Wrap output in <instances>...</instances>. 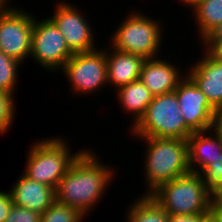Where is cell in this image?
<instances>
[{
	"instance_id": "cell-1",
	"label": "cell",
	"mask_w": 222,
	"mask_h": 222,
	"mask_svg": "<svg viewBox=\"0 0 222 222\" xmlns=\"http://www.w3.org/2000/svg\"><path fill=\"white\" fill-rule=\"evenodd\" d=\"M113 168L106 166L91 150H84L55 189V200L77 208L85 216L112 182ZM96 203V204H95Z\"/></svg>"
},
{
	"instance_id": "cell-2",
	"label": "cell",
	"mask_w": 222,
	"mask_h": 222,
	"mask_svg": "<svg viewBox=\"0 0 222 222\" xmlns=\"http://www.w3.org/2000/svg\"><path fill=\"white\" fill-rule=\"evenodd\" d=\"M146 143L145 181L149 196L160 185L190 172L188 141L178 138L138 137Z\"/></svg>"
},
{
	"instance_id": "cell-3",
	"label": "cell",
	"mask_w": 222,
	"mask_h": 222,
	"mask_svg": "<svg viewBox=\"0 0 222 222\" xmlns=\"http://www.w3.org/2000/svg\"><path fill=\"white\" fill-rule=\"evenodd\" d=\"M149 196L168 215H208L213 194L198 173L189 172L160 185Z\"/></svg>"
},
{
	"instance_id": "cell-4",
	"label": "cell",
	"mask_w": 222,
	"mask_h": 222,
	"mask_svg": "<svg viewBox=\"0 0 222 222\" xmlns=\"http://www.w3.org/2000/svg\"><path fill=\"white\" fill-rule=\"evenodd\" d=\"M61 138H46L31 145L23 174L39 183L57 188L73 162L84 151L71 154L69 146Z\"/></svg>"
},
{
	"instance_id": "cell-5",
	"label": "cell",
	"mask_w": 222,
	"mask_h": 222,
	"mask_svg": "<svg viewBox=\"0 0 222 222\" xmlns=\"http://www.w3.org/2000/svg\"><path fill=\"white\" fill-rule=\"evenodd\" d=\"M131 128L132 134L137 137L187 140L193 133L180 112L175 91L153 96L144 115Z\"/></svg>"
},
{
	"instance_id": "cell-6",
	"label": "cell",
	"mask_w": 222,
	"mask_h": 222,
	"mask_svg": "<svg viewBox=\"0 0 222 222\" xmlns=\"http://www.w3.org/2000/svg\"><path fill=\"white\" fill-rule=\"evenodd\" d=\"M132 13L111 35V42H109L112 44L111 47L118 51L139 55L145 59L156 58L162 42L161 37H163L160 22L141 12Z\"/></svg>"
},
{
	"instance_id": "cell-7",
	"label": "cell",
	"mask_w": 222,
	"mask_h": 222,
	"mask_svg": "<svg viewBox=\"0 0 222 222\" xmlns=\"http://www.w3.org/2000/svg\"><path fill=\"white\" fill-rule=\"evenodd\" d=\"M77 94L86 95L108 85L106 51L95 49L74 53L62 69ZM99 89V90H98Z\"/></svg>"
},
{
	"instance_id": "cell-8",
	"label": "cell",
	"mask_w": 222,
	"mask_h": 222,
	"mask_svg": "<svg viewBox=\"0 0 222 222\" xmlns=\"http://www.w3.org/2000/svg\"><path fill=\"white\" fill-rule=\"evenodd\" d=\"M31 58L50 71L62 69L74 53L69 49L60 30L50 18L37 21L34 18Z\"/></svg>"
},
{
	"instance_id": "cell-9",
	"label": "cell",
	"mask_w": 222,
	"mask_h": 222,
	"mask_svg": "<svg viewBox=\"0 0 222 222\" xmlns=\"http://www.w3.org/2000/svg\"><path fill=\"white\" fill-rule=\"evenodd\" d=\"M17 7L0 9V51L21 64L31 54L34 15Z\"/></svg>"
},
{
	"instance_id": "cell-10",
	"label": "cell",
	"mask_w": 222,
	"mask_h": 222,
	"mask_svg": "<svg viewBox=\"0 0 222 222\" xmlns=\"http://www.w3.org/2000/svg\"><path fill=\"white\" fill-rule=\"evenodd\" d=\"M78 8L69 3L56 4L54 15L49 18L63 34L69 49L73 53L95 50L94 33L88 21Z\"/></svg>"
},
{
	"instance_id": "cell-11",
	"label": "cell",
	"mask_w": 222,
	"mask_h": 222,
	"mask_svg": "<svg viewBox=\"0 0 222 222\" xmlns=\"http://www.w3.org/2000/svg\"><path fill=\"white\" fill-rule=\"evenodd\" d=\"M174 91L186 125L193 132L210 130L214 108L195 83L185 75Z\"/></svg>"
},
{
	"instance_id": "cell-12",
	"label": "cell",
	"mask_w": 222,
	"mask_h": 222,
	"mask_svg": "<svg viewBox=\"0 0 222 222\" xmlns=\"http://www.w3.org/2000/svg\"><path fill=\"white\" fill-rule=\"evenodd\" d=\"M204 52V57L199 59L186 75L215 108L222 105V61L216 59L207 50Z\"/></svg>"
},
{
	"instance_id": "cell-13",
	"label": "cell",
	"mask_w": 222,
	"mask_h": 222,
	"mask_svg": "<svg viewBox=\"0 0 222 222\" xmlns=\"http://www.w3.org/2000/svg\"><path fill=\"white\" fill-rule=\"evenodd\" d=\"M176 65L158 58L146 59L140 73V80L153 96L173 92L184 75L179 74Z\"/></svg>"
},
{
	"instance_id": "cell-14",
	"label": "cell",
	"mask_w": 222,
	"mask_h": 222,
	"mask_svg": "<svg viewBox=\"0 0 222 222\" xmlns=\"http://www.w3.org/2000/svg\"><path fill=\"white\" fill-rule=\"evenodd\" d=\"M9 190L13 204L42 214L54 201L55 189L22 174Z\"/></svg>"
},
{
	"instance_id": "cell-15",
	"label": "cell",
	"mask_w": 222,
	"mask_h": 222,
	"mask_svg": "<svg viewBox=\"0 0 222 222\" xmlns=\"http://www.w3.org/2000/svg\"><path fill=\"white\" fill-rule=\"evenodd\" d=\"M112 48V49H111ZM106 48V64L108 84H113L117 89L126 86L132 81L140 79L144 57L136 54Z\"/></svg>"
},
{
	"instance_id": "cell-16",
	"label": "cell",
	"mask_w": 222,
	"mask_h": 222,
	"mask_svg": "<svg viewBox=\"0 0 222 222\" xmlns=\"http://www.w3.org/2000/svg\"><path fill=\"white\" fill-rule=\"evenodd\" d=\"M208 132L211 133V129L193 132L187 139L190 172L199 173L222 152V135L214 132V136H211Z\"/></svg>"
},
{
	"instance_id": "cell-17",
	"label": "cell",
	"mask_w": 222,
	"mask_h": 222,
	"mask_svg": "<svg viewBox=\"0 0 222 222\" xmlns=\"http://www.w3.org/2000/svg\"><path fill=\"white\" fill-rule=\"evenodd\" d=\"M118 101L127 113L134 114L135 125L139 119L144 115L147 106L153 99L152 93L145 87L140 79L135 80L120 87L117 91Z\"/></svg>"
},
{
	"instance_id": "cell-18",
	"label": "cell",
	"mask_w": 222,
	"mask_h": 222,
	"mask_svg": "<svg viewBox=\"0 0 222 222\" xmlns=\"http://www.w3.org/2000/svg\"><path fill=\"white\" fill-rule=\"evenodd\" d=\"M192 10L202 40L222 23V0H202Z\"/></svg>"
},
{
	"instance_id": "cell-19",
	"label": "cell",
	"mask_w": 222,
	"mask_h": 222,
	"mask_svg": "<svg viewBox=\"0 0 222 222\" xmlns=\"http://www.w3.org/2000/svg\"><path fill=\"white\" fill-rule=\"evenodd\" d=\"M129 208L128 222H168V214L150 196L143 194Z\"/></svg>"
},
{
	"instance_id": "cell-20",
	"label": "cell",
	"mask_w": 222,
	"mask_h": 222,
	"mask_svg": "<svg viewBox=\"0 0 222 222\" xmlns=\"http://www.w3.org/2000/svg\"><path fill=\"white\" fill-rule=\"evenodd\" d=\"M86 217L77 208L55 200L42 214L40 222H82Z\"/></svg>"
},
{
	"instance_id": "cell-21",
	"label": "cell",
	"mask_w": 222,
	"mask_h": 222,
	"mask_svg": "<svg viewBox=\"0 0 222 222\" xmlns=\"http://www.w3.org/2000/svg\"><path fill=\"white\" fill-rule=\"evenodd\" d=\"M20 62L0 51V91L14 95Z\"/></svg>"
},
{
	"instance_id": "cell-22",
	"label": "cell",
	"mask_w": 222,
	"mask_h": 222,
	"mask_svg": "<svg viewBox=\"0 0 222 222\" xmlns=\"http://www.w3.org/2000/svg\"><path fill=\"white\" fill-rule=\"evenodd\" d=\"M206 188L214 195L222 188V152L208 167L198 173Z\"/></svg>"
},
{
	"instance_id": "cell-23",
	"label": "cell",
	"mask_w": 222,
	"mask_h": 222,
	"mask_svg": "<svg viewBox=\"0 0 222 222\" xmlns=\"http://www.w3.org/2000/svg\"><path fill=\"white\" fill-rule=\"evenodd\" d=\"M14 97L11 94L0 91V133L4 134L13 124L15 106Z\"/></svg>"
},
{
	"instance_id": "cell-24",
	"label": "cell",
	"mask_w": 222,
	"mask_h": 222,
	"mask_svg": "<svg viewBox=\"0 0 222 222\" xmlns=\"http://www.w3.org/2000/svg\"><path fill=\"white\" fill-rule=\"evenodd\" d=\"M41 214L13 204L4 222H40Z\"/></svg>"
},
{
	"instance_id": "cell-25",
	"label": "cell",
	"mask_w": 222,
	"mask_h": 222,
	"mask_svg": "<svg viewBox=\"0 0 222 222\" xmlns=\"http://www.w3.org/2000/svg\"><path fill=\"white\" fill-rule=\"evenodd\" d=\"M13 206V200L10 191H0V222H4L7 218L11 207Z\"/></svg>"
},
{
	"instance_id": "cell-26",
	"label": "cell",
	"mask_w": 222,
	"mask_h": 222,
	"mask_svg": "<svg viewBox=\"0 0 222 222\" xmlns=\"http://www.w3.org/2000/svg\"><path fill=\"white\" fill-rule=\"evenodd\" d=\"M208 222H222V203L214 195L210 201Z\"/></svg>"
},
{
	"instance_id": "cell-27",
	"label": "cell",
	"mask_w": 222,
	"mask_h": 222,
	"mask_svg": "<svg viewBox=\"0 0 222 222\" xmlns=\"http://www.w3.org/2000/svg\"><path fill=\"white\" fill-rule=\"evenodd\" d=\"M168 222H208V215H168Z\"/></svg>"
},
{
	"instance_id": "cell-28",
	"label": "cell",
	"mask_w": 222,
	"mask_h": 222,
	"mask_svg": "<svg viewBox=\"0 0 222 222\" xmlns=\"http://www.w3.org/2000/svg\"><path fill=\"white\" fill-rule=\"evenodd\" d=\"M222 39V23L214 28L203 40L204 49L208 50L217 40Z\"/></svg>"
},
{
	"instance_id": "cell-29",
	"label": "cell",
	"mask_w": 222,
	"mask_h": 222,
	"mask_svg": "<svg viewBox=\"0 0 222 222\" xmlns=\"http://www.w3.org/2000/svg\"><path fill=\"white\" fill-rule=\"evenodd\" d=\"M211 131L222 135V105L214 108Z\"/></svg>"
},
{
	"instance_id": "cell-30",
	"label": "cell",
	"mask_w": 222,
	"mask_h": 222,
	"mask_svg": "<svg viewBox=\"0 0 222 222\" xmlns=\"http://www.w3.org/2000/svg\"><path fill=\"white\" fill-rule=\"evenodd\" d=\"M207 51L216 59L222 61V39L217 40Z\"/></svg>"
},
{
	"instance_id": "cell-31",
	"label": "cell",
	"mask_w": 222,
	"mask_h": 222,
	"mask_svg": "<svg viewBox=\"0 0 222 222\" xmlns=\"http://www.w3.org/2000/svg\"><path fill=\"white\" fill-rule=\"evenodd\" d=\"M181 2H184V4L188 7L192 8L193 6H195L198 2L202 1V0H179Z\"/></svg>"
},
{
	"instance_id": "cell-32",
	"label": "cell",
	"mask_w": 222,
	"mask_h": 222,
	"mask_svg": "<svg viewBox=\"0 0 222 222\" xmlns=\"http://www.w3.org/2000/svg\"><path fill=\"white\" fill-rule=\"evenodd\" d=\"M8 1H11V0H0V9H7V8H10L8 5ZM8 3V4H7ZM7 6V7H6Z\"/></svg>"
},
{
	"instance_id": "cell-33",
	"label": "cell",
	"mask_w": 222,
	"mask_h": 222,
	"mask_svg": "<svg viewBox=\"0 0 222 222\" xmlns=\"http://www.w3.org/2000/svg\"><path fill=\"white\" fill-rule=\"evenodd\" d=\"M214 196L222 203V188L219 189Z\"/></svg>"
}]
</instances>
